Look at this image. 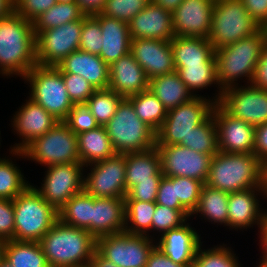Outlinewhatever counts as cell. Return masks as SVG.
<instances>
[{"label":"cell","instance_id":"18","mask_svg":"<svg viewBox=\"0 0 267 267\" xmlns=\"http://www.w3.org/2000/svg\"><path fill=\"white\" fill-rule=\"evenodd\" d=\"M214 0H183L172 12L174 37L208 38Z\"/></svg>","mask_w":267,"mask_h":267},{"label":"cell","instance_id":"55","mask_svg":"<svg viewBox=\"0 0 267 267\" xmlns=\"http://www.w3.org/2000/svg\"><path fill=\"white\" fill-rule=\"evenodd\" d=\"M253 153L261 162L267 159V123L255 126Z\"/></svg>","mask_w":267,"mask_h":267},{"label":"cell","instance_id":"52","mask_svg":"<svg viewBox=\"0 0 267 267\" xmlns=\"http://www.w3.org/2000/svg\"><path fill=\"white\" fill-rule=\"evenodd\" d=\"M161 180L140 182L135 185L124 197V200H138L141 202H154Z\"/></svg>","mask_w":267,"mask_h":267},{"label":"cell","instance_id":"1","mask_svg":"<svg viewBox=\"0 0 267 267\" xmlns=\"http://www.w3.org/2000/svg\"><path fill=\"white\" fill-rule=\"evenodd\" d=\"M36 64V36L32 22L13 10L0 19V74L23 78Z\"/></svg>","mask_w":267,"mask_h":267},{"label":"cell","instance_id":"6","mask_svg":"<svg viewBox=\"0 0 267 267\" xmlns=\"http://www.w3.org/2000/svg\"><path fill=\"white\" fill-rule=\"evenodd\" d=\"M104 127L117 154L142 152L156 146V132L138 117L127 98L119 103Z\"/></svg>","mask_w":267,"mask_h":267},{"label":"cell","instance_id":"38","mask_svg":"<svg viewBox=\"0 0 267 267\" xmlns=\"http://www.w3.org/2000/svg\"><path fill=\"white\" fill-rule=\"evenodd\" d=\"M183 146L210 156H214L219 151L213 113L202 124L193 128Z\"/></svg>","mask_w":267,"mask_h":267},{"label":"cell","instance_id":"35","mask_svg":"<svg viewBox=\"0 0 267 267\" xmlns=\"http://www.w3.org/2000/svg\"><path fill=\"white\" fill-rule=\"evenodd\" d=\"M59 220L67 225L82 228L90 233L92 196L85 190L75 194L58 211Z\"/></svg>","mask_w":267,"mask_h":267},{"label":"cell","instance_id":"34","mask_svg":"<svg viewBox=\"0 0 267 267\" xmlns=\"http://www.w3.org/2000/svg\"><path fill=\"white\" fill-rule=\"evenodd\" d=\"M4 258L12 267H49L38 242L9 240L5 245Z\"/></svg>","mask_w":267,"mask_h":267},{"label":"cell","instance_id":"36","mask_svg":"<svg viewBox=\"0 0 267 267\" xmlns=\"http://www.w3.org/2000/svg\"><path fill=\"white\" fill-rule=\"evenodd\" d=\"M156 208L154 202L125 200V227L124 231L131 234L146 235L149 238L152 217Z\"/></svg>","mask_w":267,"mask_h":267},{"label":"cell","instance_id":"3","mask_svg":"<svg viewBox=\"0 0 267 267\" xmlns=\"http://www.w3.org/2000/svg\"><path fill=\"white\" fill-rule=\"evenodd\" d=\"M39 243L49 267L87 265L96 251V238L92 234L59 219Z\"/></svg>","mask_w":267,"mask_h":267},{"label":"cell","instance_id":"48","mask_svg":"<svg viewBox=\"0 0 267 267\" xmlns=\"http://www.w3.org/2000/svg\"><path fill=\"white\" fill-rule=\"evenodd\" d=\"M69 99L73 104H86L95 89L77 74L62 73Z\"/></svg>","mask_w":267,"mask_h":267},{"label":"cell","instance_id":"54","mask_svg":"<svg viewBox=\"0 0 267 267\" xmlns=\"http://www.w3.org/2000/svg\"><path fill=\"white\" fill-rule=\"evenodd\" d=\"M251 84L262 90H267V39L263 44Z\"/></svg>","mask_w":267,"mask_h":267},{"label":"cell","instance_id":"41","mask_svg":"<svg viewBox=\"0 0 267 267\" xmlns=\"http://www.w3.org/2000/svg\"><path fill=\"white\" fill-rule=\"evenodd\" d=\"M123 99L111 89H98L93 92L86 105L99 126H104L113 117Z\"/></svg>","mask_w":267,"mask_h":267},{"label":"cell","instance_id":"16","mask_svg":"<svg viewBox=\"0 0 267 267\" xmlns=\"http://www.w3.org/2000/svg\"><path fill=\"white\" fill-rule=\"evenodd\" d=\"M156 147L165 177L194 178L205 184L213 156L181 145H156Z\"/></svg>","mask_w":267,"mask_h":267},{"label":"cell","instance_id":"49","mask_svg":"<svg viewBox=\"0 0 267 267\" xmlns=\"http://www.w3.org/2000/svg\"><path fill=\"white\" fill-rule=\"evenodd\" d=\"M59 0H14V11L28 21L49 10Z\"/></svg>","mask_w":267,"mask_h":267},{"label":"cell","instance_id":"61","mask_svg":"<svg viewBox=\"0 0 267 267\" xmlns=\"http://www.w3.org/2000/svg\"><path fill=\"white\" fill-rule=\"evenodd\" d=\"M14 10V0H0V19L6 17Z\"/></svg>","mask_w":267,"mask_h":267},{"label":"cell","instance_id":"13","mask_svg":"<svg viewBox=\"0 0 267 267\" xmlns=\"http://www.w3.org/2000/svg\"><path fill=\"white\" fill-rule=\"evenodd\" d=\"M83 17L57 28L41 31L36 36L37 65L56 67L64 58L79 49Z\"/></svg>","mask_w":267,"mask_h":267},{"label":"cell","instance_id":"51","mask_svg":"<svg viewBox=\"0 0 267 267\" xmlns=\"http://www.w3.org/2000/svg\"><path fill=\"white\" fill-rule=\"evenodd\" d=\"M15 221L13 200L0 199V238L14 239Z\"/></svg>","mask_w":267,"mask_h":267},{"label":"cell","instance_id":"39","mask_svg":"<svg viewBox=\"0 0 267 267\" xmlns=\"http://www.w3.org/2000/svg\"><path fill=\"white\" fill-rule=\"evenodd\" d=\"M25 179L26 177L11 159L0 158V199L13 200L23 193L31 184Z\"/></svg>","mask_w":267,"mask_h":267},{"label":"cell","instance_id":"4","mask_svg":"<svg viewBox=\"0 0 267 267\" xmlns=\"http://www.w3.org/2000/svg\"><path fill=\"white\" fill-rule=\"evenodd\" d=\"M205 185L228 193L262 187V162L254 153L218 151L212 157Z\"/></svg>","mask_w":267,"mask_h":267},{"label":"cell","instance_id":"17","mask_svg":"<svg viewBox=\"0 0 267 267\" xmlns=\"http://www.w3.org/2000/svg\"><path fill=\"white\" fill-rule=\"evenodd\" d=\"M217 127L218 150L225 153H253L255 127L230 115L219 103L212 110Z\"/></svg>","mask_w":267,"mask_h":267},{"label":"cell","instance_id":"45","mask_svg":"<svg viewBox=\"0 0 267 267\" xmlns=\"http://www.w3.org/2000/svg\"><path fill=\"white\" fill-rule=\"evenodd\" d=\"M204 183L194 178L175 177L176 198L192 214L197 208Z\"/></svg>","mask_w":267,"mask_h":267},{"label":"cell","instance_id":"33","mask_svg":"<svg viewBox=\"0 0 267 267\" xmlns=\"http://www.w3.org/2000/svg\"><path fill=\"white\" fill-rule=\"evenodd\" d=\"M84 15L85 13L74 0H59L32 21L34 34L37 36L41 31L80 20Z\"/></svg>","mask_w":267,"mask_h":267},{"label":"cell","instance_id":"29","mask_svg":"<svg viewBox=\"0 0 267 267\" xmlns=\"http://www.w3.org/2000/svg\"><path fill=\"white\" fill-rule=\"evenodd\" d=\"M125 185L127 193L138 183L161 180V159L157 147L134 153H125Z\"/></svg>","mask_w":267,"mask_h":267},{"label":"cell","instance_id":"66","mask_svg":"<svg viewBox=\"0 0 267 267\" xmlns=\"http://www.w3.org/2000/svg\"><path fill=\"white\" fill-rule=\"evenodd\" d=\"M77 267H90L89 264L83 265V266H77Z\"/></svg>","mask_w":267,"mask_h":267},{"label":"cell","instance_id":"12","mask_svg":"<svg viewBox=\"0 0 267 267\" xmlns=\"http://www.w3.org/2000/svg\"><path fill=\"white\" fill-rule=\"evenodd\" d=\"M84 167L80 162L46 167L42 186L34 187L46 202L59 211L70 198L84 190L86 174L83 172L87 170Z\"/></svg>","mask_w":267,"mask_h":267},{"label":"cell","instance_id":"37","mask_svg":"<svg viewBox=\"0 0 267 267\" xmlns=\"http://www.w3.org/2000/svg\"><path fill=\"white\" fill-rule=\"evenodd\" d=\"M127 99L132 103L138 117L157 132L168 112L162 102L149 89Z\"/></svg>","mask_w":267,"mask_h":267},{"label":"cell","instance_id":"8","mask_svg":"<svg viewBox=\"0 0 267 267\" xmlns=\"http://www.w3.org/2000/svg\"><path fill=\"white\" fill-rule=\"evenodd\" d=\"M22 79L29 83V98L59 121H65L73 108L62 73L57 67L35 65Z\"/></svg>","mask_w":267,"mask_h":267},{"label":"cell","instance_id":"42","mask_svg":"<svg viewBox=\"0 0 267 267\" xmlns=\"http://www.w3.org/2000/svg\"><path fill=\"white\" fill-rule=\"evenodd\" d=\"M201 246L202 243L197 249L192 267H241L234 251L224 243L203 250Z\"/></svg>","mask_w":267,"mask_h":267},{"label":"cell","instance_id":"26","mask_svg":"<svg viewBox=\"0 0 267 267\" xmlns=\"http://www.w3.org/2000/svg\"><path fill=\"white\" fill-rule=\"evenodd\" d=\"M125 227L124 198H95L92 196L90 234L95 238L117 234Z\"/></svg>","mask_w":267,"mask_h":267},{"label":"cell","instance_id":"64","mask_svg":"<svg viewBox=\"0 0 267 267\" xmlns=\"http://www.w3.org/2000/svg\"><path fill=\"white\" fill-rule=\"evenodd\" d=\"M0 267H12V265L4 258L1 262H0Z\"/></svg>","mask_w":267,"mask_h":267},{"label":"cell","instance_id":"9","mask_svg":"<svg viewBox=\"0 0 267 267\" xmlns=\"http://www.w3.org/2000/svg\"><path fill=\"white\" fill-rule=\"evenodd\" d=\"M260 28L241 0H217L214 2L208 40L216 50L251 36Z\"/></svg>","mask_w":267,"mask_h":267},{"label":"cell","instance_id":"30","mask_svg":"<svg viewBox=\"0 0 267 267\" xmlns=\"http://www.w3.org/2000/svg\"><path fill=\"white\" fill-rule=\"evenodd\" d=\"M77 145L80 163L85 168L117 154L104 126L77 134Z\"/></svg>","mask_w":267,"mask_h":267},{"label":"cell","instance_id":"23","mask_svg":"<svg viewBox=\"0 0 267 267\" xmlns=\"http://www.w3.org/2000/svg\"><path fill=\"white\" fill-rule=\"evenodd\" d=\"M149 79L143 68L129 52L109 65L108 89L122 98H129L147 90Z\"/></svg>","mask_w":267,"mask_h":267},{"label":"cell","instance_id":"40","mask_svg":"<svg viewBox=\"0 0 267 267\" xmlns=\"http://www.w3.org/2000/svg\"><path fill=\"white\" fill-rule=\"evenodd\" d=\"M175 69L193 96H201L196 93L198 89H206L213 84L219 88L216 65H194Z\"/></svg>","mask_w":267,"mask_h":267},{"label":"cell","instance_id":"32","mask_svg":"<svg viewBox=\"0 0 267 267\" xmlns=\"http://www.w3.org/2000/svg\"><path fill=\"white\" fill-rule=\"evenodd\" d=\"M228 198V192L204 184L198 206L192 212L191 217L199 213L201 215L199 217L204 220L217 223V225L228 226Z\"/></svg>","mask_w":267,"mask_h":267},{"label":"cell","instance_id":"15","mask_svg":"<svg viewBox=\"0 0 267 267\" xmlns=\"http://www.w3.org/2000/svg\"><path fill=\"white\" fill-rule=\"evenodd\" d=\"M219 104L233 117L254 127L267 123V90L251 83L226 89Z\"/></svg>","mask_w":267,"mask_h":267},{"label":"cell","instance_id":"7","mask_svg":"<svg viewBox=\"0 0 267 267\" xmlns=\"http://www.w3.org/2000/svg\"><path fill=\"white\" fill-rule=\"evenodd\" d=\"M13 157L27 158L46 167L62 163L80 162L77 135L64 121H59L23 151L10 150Z\"/></svg>","mask_w":267,"mask_h":267},{"label":"cell","instance_id":"62","mask_svg":"<svg viewBox=\"0 0 267 267\" xmlns=\"http://www.w3.org/2000/svg\"><path fill=\"white\" fill-rule=\"evenodd\" d=\"M262 189L267 197V159L262 162Z\"/></svg>","mask_w":267,"mask_h":267},{"label":"cell","instance_id":"2","mask_svg":"<svg viewBox=\"0 0 267 267\" xmlns=\"http://www.w3.org/2000/svg\"><path fill=\"white\" fill-rule=\"evenodd\" d=\"M266 39L267 30L261 27L255 34L214 51L219 84L218 94L212 98L215 104L221 100L223 91L238 86V79L246 77V83H251Z\"/></svg>","mask_w":267,"mask_h":267},{"label":"cell","instance_id":"31","mask_svg":"<svg viewBox=\"0 0 267 267\" xmlns=\"http://www.w3.org/2000/svg\"><path fill=\"white\" fill-rule=\"evenodd\" d=\"M148 89L162 102L167 111L195 97L181 81L177 71L150 79Z\"/></svg>","mask_w":267,"mask_h":267},{"label":"cell","instance_id":"21","mask_svg":"<svg viewBox=\"0 0 267 267\" xmlns=\"http://www.w3.org/2000/svg\"><path fill=\"white\" fill-rule=\"evenodd\" d=\"M267 199L262 187L245 191L231 192L228 198V227L229 229H245L257 224L260 227L267 215V209H261L259 197ZM264 210V211H263Z\"/></svg>","mask_w":267,"mask_h":267},{"label":"cell","instance_id":"24","mask_svg":"<svg viewBox=\"0 0 267 267\" xmlns=\"http://www.w3.org/2000/svg\"><path fill=\"white\" fill-rule=\"evenodd\" d=\"M56 67L61 73L80 75L95 90L108 88L109 65L99 55L78 49L64 58Z\"/></svg>","mask_w":267,"mask_h":267},{"label":"cell","instance_id":"28","mask_svg":"<svg viewBox=\"0 0 267 267\" xmlns=\"http://www.w3.org/2000/svg\"><path fill=\"white\" fill-rule=\"evenodd\" d=\"M170 43L175 67L216 65L215 50L208 38L176 36Z\"/></svg>","mask_w":267,"mask_h":267},{"label":"cell","instance_id":"43","mask_svg":"<svg viewBox=\"0 0 267 267\" xmlns=\"http://www.w3.org/2000/svg\"><path fill=\"white\" fill-rule=\"evenodd\" d=\"M191 217L188 210H176L164 205L156 204L152 217L151 232L156 230L160 237L171 229L178 228Z\"/></svg>","mask_w":267,"mask_h":267},{"label":"cell","instance_id":"44","mask_svg":"<svg viewBox=\"0 0 267 267\" xmlns=\"http://www.w3.org/2000/svg\"><path fill=\"white\" fill-rule=\"evenodd\" d=\"M151 0H106L101 15L129 23Z\"/></svg>","mask_w":267,"mask_h":267},{"label":"cell","instance_id":"46","mask_svg":"<svg viewBox=\"0 0 267 267\" xmlns=\"http://www.w3.org/2000/svg\"><path fill=\"white\" fill-rule=\"evenodd\" d=\"M102 40V30L99 21L93 15L85 14L83 16L79 50L100 55Z\"/></svg>","mask_w":267,"mask_h":267},{"label":"cell","instance_id":"27","mask_svg":"<svg viewBox=\"0 0 267 267\" xmlns=\"http://www.w3.org/2000/svg\"><path fill=\"white\" fill-rule=\"evenodd\" d=\"M102 30L100 58L110 65L130 52L131 36L128 23L100 13L93 14Z\"/></svg>","mask_w":267,"mask_h":267},{"label":"cell","instance_id":"10","mask_svg":"<svg viewBox=\"0 0 267 267\" xmlns=\"http://www.w3.org/2000/svg\"><path fill=\"white\" fill-rule=\"evenodd\" d=\"M215 103L208 97L195 96L190 101L170 109L156 132V145H181L211 114Z\"/></svg>","mask_w":267,"mask_h":267},{"label":"cell","instance_id":"14","mask_svg":"<svg viewBox=\"0 0 267 267\" xmlns=\"http://www.w3.org/2000/svg\"><path fill=\"white\" fill-rule=\"evenodd\" d=\"M88 166L91 171L84 177V190L88 194L95 198H124L127 195L125 154H116Z\"/></svg>","mask_w":267,"mask_h":267},{"label":"cell","instance_id":"58","mask_svg":"<svg viewBox=\"0 0 267 267\" xmlns=\"http://www.w3.org/2000/svg\"><path fill=\"white\" fill-rule=\"evenodd\" d=\"M260 230V231H259ZM259 230H258V232H260V246H261V250L263 251L262 252V256H261V258L262 259H260V260H263V261H265V262H267V215L265 216V218L262 220V223H261V225H260V227H259Z\"/></svg>","mask_w":267,"mask_h":267},{"label":"cell","instance_id":"56","mask_svg":"<svg viewBox=\"0 0 267 267\" xmlns=\"http://www.w3.org/2000/svg\"><path fill=\"white\" fill-rule=\"evenodd\" d=\"M193 265H182L173 262L156 245L149 254L145 267H192Z\"/></svg>","mask_w":267,"mask_h":267},{"label":"cell","instance_id":"25","mask_svg":"<svg viewBox=\"0 0 267 267\" xmlns=\"http://www.w3.org/2000/svg\"><path fill=\"white\" fill-rule=\"evenodd\" d=\"M200 235L189 223L171 229L156 241V245L173 262L182 265H193L199 245Z\"/></svg>","mask_w":267,"mask_h":267},{"label":"cell","instance_id":"53","mask_svg":"<svg viewBox=\"0 0 267 267\" xmlns=\"http://www.w3.org/2000/svg\"><path fill=\"white\" fill-rule=\"evenodd\" d=\"M247 13L262 27H267V0H241Z\"/></svg>","mask_w":267,"mask_h":267},{"label":"cell","instance_id":"57","mask_svg":"<svg viewBox=\"0 0 267 267\" xmlns=\"http://www.w3.org/2000/svg\"><path fill=\"white\" fill-rule=\"evenodd\" d=\"M86 15L100 13L106 0H74Z\"/></svg>","mask_w":267,"mask_h":267},{"label":"cell","instance_id":"60","mask_svg":"<svg viewBox=\"0 0 267 267\" xmlns=\"http://www.w3.org/2000/svg\"><path fill=\"white\" fill-rule=\"evenodd\" d=\"M183 0H151L158 6L173 12Z\"/></svg>","mask_w":267,"mask_h":267},{"label":"cell","instance_id":"19","mask_svg":"<svg viewBox=\"0 0 267 267\" xmlns=\"http://www.w3.org/2000/svg\"><path fill=\"white\" fill-rule=\"evenodd\" d=\"M12 120L14 132H17L21 141L11 146V150L18 151H23L31 142L44 135L59 122L30 98L15 112Z\"/></svg>","mask_w":267,"mask_h":267},{"label":"cell","instance_id":"65","mask_svg":"<svg viewBox=\"0 0 267 267\" xmlns=\"http://www.w3.org/2000/svg\"><path fill=\"white\" fill-rule=\"evenodd\" d=\"M257 267H267V262L261 260V261L259 262V265H258Z\"/></svg>","mask_w":267,"mask_h":267},{"label":"cell","instance_id":"5","mask_svg":"<svg viewBox=\"0 0 267 267\" xmlns=\"http://www.w3.org/2000/svg\"><path fill=\"white\" fill-rule=\"evenodd\" d=\"M14 240L40 242L59 219L58 211L30 185L13 199Z\"/></svg>","mask_w":267,"mask_h":267},{"label":"cell","instance_id":"47","mask_svg":"<svg viewBox=\"0 0 267 267\" xmlns=\"http://www.w3.org/2000/svg\"><path fill=\"white\" fill-rule=\"evenodd\" d=\"M64 122L76 135L99 126L86 104H74Z\"/></svg>","mask_w":267,"mask_h":267},{"label":"cell","instance_id":"20","mask_svg":"<svg viewBox=\"0 0 267 267\" xmlns=\"http://www.w3.org/2000/svg\"><path fill=\"white\" fill-rule=\"evenodd\" d=\"M130 53L143 68L149 80L176 71L170 41L133 39Z\"/></svg>","mask_w":267,"mask_h":267},{"label":"cell","instance_id":"50","mask_svg":"<svg viewBox=\"0 0 267 267\" xmlns=\"http://www.w3.org/2000/svg\"><path fill=\"white\" fill-rule=\"evenodd\" d=\"M156 204L164 205L176 210H187L176 198L175 177L163 176L157 191Z\"/></svg>","mask_w":267,"mask_h":267},{"label":"cell","instance_id":"63","mask_svg":"<svg viewBox=\"0 0 267 267\" xmlns=\"http://www.w3.org/2000/svg\"><path fill=\"white\" fill-rule=\"evenodd\" d=\"M6 240L3 238H0V262L4 259V251H5V245H6Z\"/></svg>","mask_w":267,"mask_h":267},{"label":"cell","instance_id":"59","mask_svg":"<svg viewBox=\"0 0 267 267\" xmlns=\"http://www.w3.org/2000/svg\"><path fill=\"white\" fill-rule=\"evenodd\" d=\"M90 267H117L111 261L102 257L97 251L94 252L93 257L89 262Z\"/></svg>","mask_w":267,"mask_h":267},{"label":"cell","instance_id":"22","mask_svg":"<svg viewBox=\"0 0 267 267\" xmlns=\"http://www.w3.org/2000/svg\"><path fill=\"white\" fill-rule=\"evenodd\" d=\"M131 40L147 38L171 41L174 38L172 12L150 2L129 23Z\"/></svg>","mask_w":267,"mask_h":267},{"label":"cell","instance_id":"11","mask_svg":"<svg viewBox=\"0 0 267 267\" xmlns=\"http://www.w3.org/2000/svg\"><path fill=\"white\" fill-rule=\"evenodd\" d=\"M155 238L125 231L96 238V251L117 267H145Z\"/></svg>","mask_w":267,"mask_h":267}]
</instances>
